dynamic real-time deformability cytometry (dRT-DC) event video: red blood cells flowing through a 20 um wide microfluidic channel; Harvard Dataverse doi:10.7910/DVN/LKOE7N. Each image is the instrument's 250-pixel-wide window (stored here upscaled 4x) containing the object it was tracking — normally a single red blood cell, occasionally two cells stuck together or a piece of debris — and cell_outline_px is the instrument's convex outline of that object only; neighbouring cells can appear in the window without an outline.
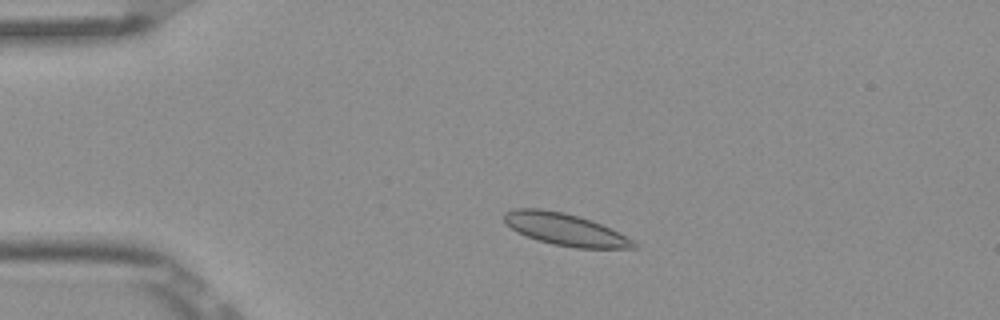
{"species": "Egyptian fruit bat (a non-hibernating species)", "species_latin": "Rousettus aegyptiacus", "temperature_condition": "room temperature", "stored_images_in_passage": 4, "camera_frame_rate_fps": 3000, "um_per_image_px": 0.085, "frame": {"image": 1, "passage_image": 3, "time_ms": 0.667, "image_size_px": [1000, 320], "cell_outline_px": [[636, 248], [576, 248], [552, 244], [516, 232], [504, 220], [504, 212], [512, 208], [540, 208], [564, 212], [580, 216], [600, 224], [632, 240], [636, 244]], "centroid_in_image_um": [47.98, 19.48], "position_along_channel_um": 37.0, "area_um2": 23.87}}